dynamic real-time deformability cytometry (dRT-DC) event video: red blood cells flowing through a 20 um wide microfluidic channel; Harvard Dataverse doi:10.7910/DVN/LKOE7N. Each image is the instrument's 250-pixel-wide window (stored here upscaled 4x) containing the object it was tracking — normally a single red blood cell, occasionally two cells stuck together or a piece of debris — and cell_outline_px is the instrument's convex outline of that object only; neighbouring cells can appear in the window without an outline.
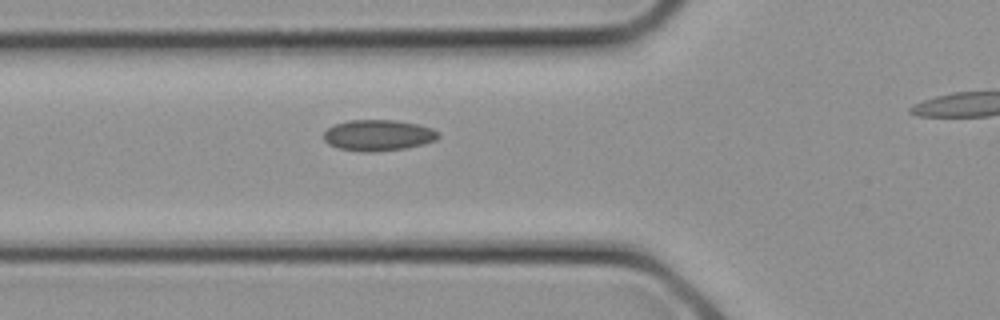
{"species": "common noctule bat (a hibernating species)", "species_latin": "Nyctalus noctula", "temperature_condition": "cold", "stored_images_in_passage": 16, "camera_frame_rate_fps": 3000, "um_per_image_px": 0.085, "animal": {"sex": "female", "body_mass_g": 21.9}, "frame": {"image": 1, "passage_image": 3, "time_ms": 0.667, "image_size_px": [1000, 320], "cell_outline_px": [[440, 136], [436, 140], [424, 144], [408, 148], [376, 152], [360, 152], [340, 148], [328, 144], [324, 140], [324, 132], [328, 128], [336, 124], [348, 120], [392, 120], [416, 124], [432, 128], [440, 132]], "centroid_in_image_um": [32.17, 11.51], "position_along_channel_um": 93.6, "area_um2": 20.87}}
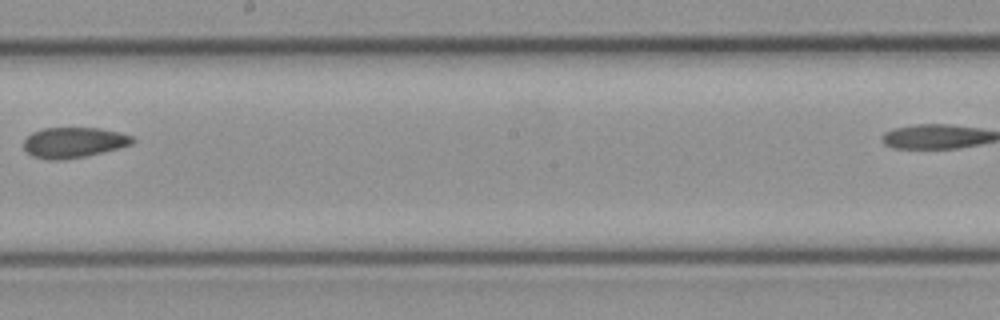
{"frame": {"image": 2, "passage_image": 9, "time_ms": 2.667, "image_size_px": [1000, 320], "cell_outline_px": [[136, 140], [132, 144], [120, 148], [88, 156], [60, 160], [48, 160], [32, 156], [24, 148], [24, 140], [32, 132], [44, 128], [100, 128], [132, 136]], "centroid_in_image_um": [6.27, 12.12], "position_along_channel_um": 241.9, "area_um2": 19.36}}
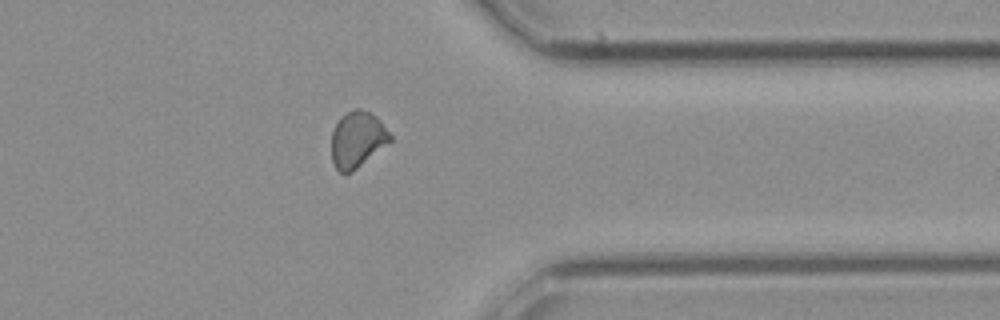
{"frame": {"image": 3, "passage_image": 15, "time_ms": 4.667, "image_size_px": [1000, 320], "cell_outline_px": [[392, 140], [352, 172], [340, 172], [332, 164], [332, 132], [340, 116], [356, 108], [360, 108], [376, 116], [380, 120], [392, 136]], "centroid_in_image_um": [30.37, 11.85], "position_along_channel_um": 381.0, "area_um2": 19.02}}